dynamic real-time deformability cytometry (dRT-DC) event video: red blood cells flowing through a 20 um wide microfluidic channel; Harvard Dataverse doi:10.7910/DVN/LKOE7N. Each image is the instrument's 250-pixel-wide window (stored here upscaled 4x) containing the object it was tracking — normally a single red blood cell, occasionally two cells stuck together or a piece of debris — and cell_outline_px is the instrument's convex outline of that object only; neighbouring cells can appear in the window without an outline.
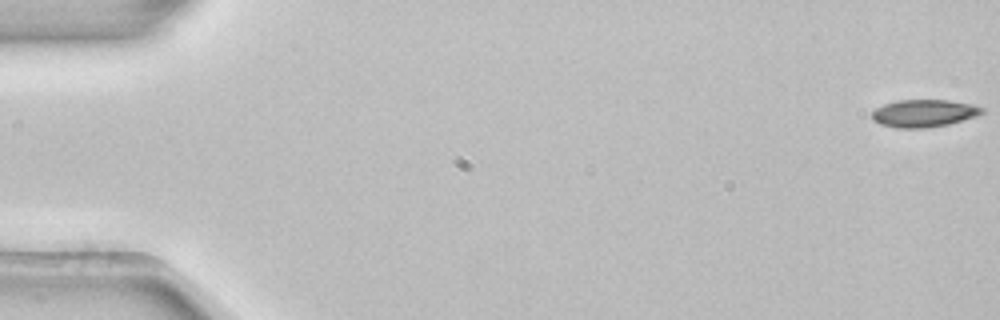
{"species": "common noctule bat (a hibernating species)", "species_latin": "Nyctalus noctula", "temperature_condition": "room temperature", "stored_images_in_passage": 54, "camera_frame_rate_fps": 3000, "um_per_image_px": 0.085, "animal": {"sex": "female", "body_mass_g": 22.7, "forearm_length_mm": 54.2}, "frame": {"image": 1, "passage_image": 1, "time_ms": 0.0, "image_size_px": [1000, 320], "cell_outline_px": [[984, 112], [976, 116], [948, 124], [928, 128], [896, 128], [880, 124], [872, 120], [872, 112], [876, 108], [884, 104], [896, 100], [948, 100], [972, 104], [984, 108]], "centroid_in_image_um": [78.51, 9.63], "position_along_channel_um": 6.5, "area_um2": 17.69}}
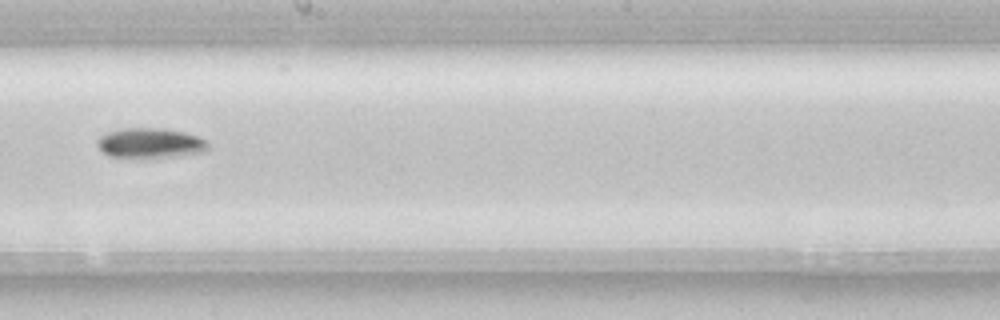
{"frame": {"image": 2, "passage_image": 31, "time_ms": 10.0, "image_size_px": [1000, 320], "cell_outline_px": [[208, 148], [204, 152], [172, 156], [108, 156], [96, 144], [96, 140], [100, 136], [108, 132], [124, 128], [156, 128], [184, 132], [208, 140]], "centroid_in_image_um": [12.77, 12.14], "position_along_channel_um": 235.4, "area_um2": 18.84}}
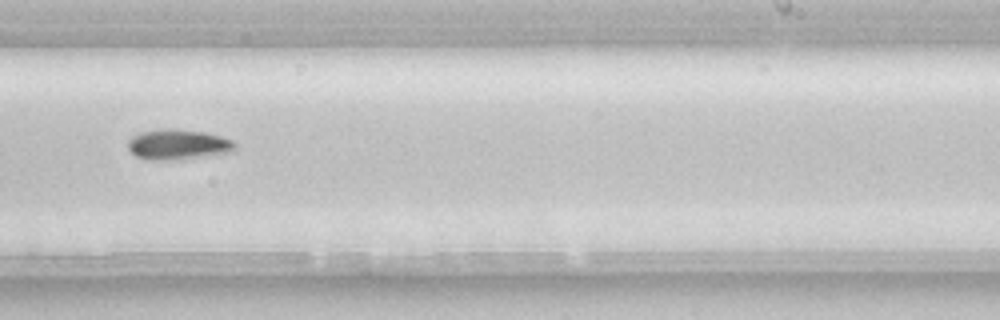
{"frame": {"image": 3, "passage_image": 34, "time_ms": 11.0, "image_size_px": [1000, 320], "cell_outline_px": [[236, 148], [232, 152], [160, 160], [148, 160], [136, 156], [128, 148], [128, 140], [132, 136], [140, 132], [160, 128], [176, 128], [204, 132], [220, 136], [232, 140], [236, 144]], "centroid_in_image_um": [15.09, 12.24], "position_along_channel_um": 273.9, "area_um2": 18.67}, "authors_computed_cell_mechanics": {"area_um2": 17.918, "velocity_mm_per_s": 3.8731, "shape_relaxation_time_tau1_ms": 2.4377, "shape_relaxation_time_tau2_ms": null, "deformation_change_tau1": 0.0883, "deformation_change_tau2": null}}